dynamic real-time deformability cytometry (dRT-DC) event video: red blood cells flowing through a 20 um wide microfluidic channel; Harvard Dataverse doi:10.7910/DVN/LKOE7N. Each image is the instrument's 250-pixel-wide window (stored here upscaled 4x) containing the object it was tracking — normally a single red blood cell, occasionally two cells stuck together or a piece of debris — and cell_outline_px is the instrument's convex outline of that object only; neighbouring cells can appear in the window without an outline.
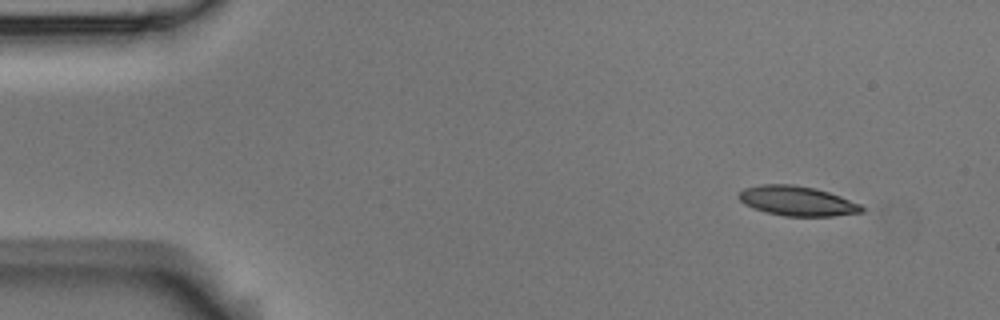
{"species": "Egyptian fruit bat (a non-hibernating species)", "species_latin": "Rousettus aegyptiacus", "temperature_condition": "room temperature", "stored_images_in_passage": 3, "camera_frame_rate_fps": 3000, "um_per_image_px": 0.085, "animal": {"sex": "male"}, "frame": {"image": 1, "passage_image": 1, "time_ms": 0.0, "image_size_px": [1000, 320], "cell_outline_px": [[864, 212], [832, 216], [784, 216], [752, 208], [744, 204], [736, 196], [744, 188], [760, 184], [792, 184], [816, 188], [840, 196], [860, 204], [864, 208]], "centroid_in_image_um": [67.74, 17.07], "position_along_channel_um": 17.3, "area_um2": 21.33}}